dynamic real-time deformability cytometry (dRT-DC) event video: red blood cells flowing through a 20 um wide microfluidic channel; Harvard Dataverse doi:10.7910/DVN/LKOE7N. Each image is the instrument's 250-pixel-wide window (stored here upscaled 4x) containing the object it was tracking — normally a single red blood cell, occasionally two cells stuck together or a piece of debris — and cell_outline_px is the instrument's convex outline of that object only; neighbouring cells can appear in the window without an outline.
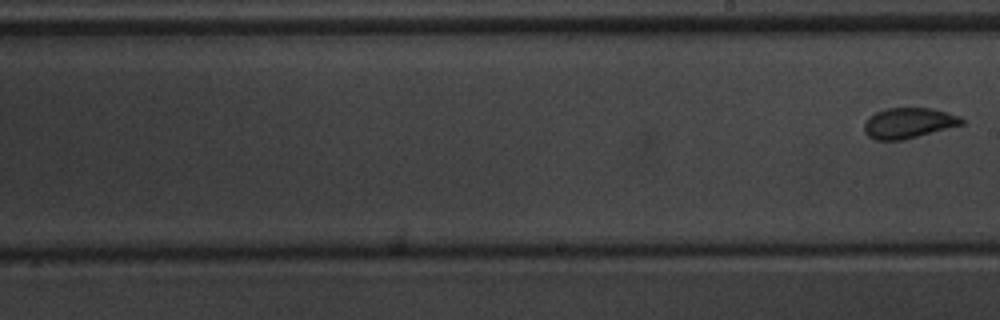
{"species": "common noctule bat (a hibernating species)", "species_latin": "Nyctalus noctula", "temperature_condition": "warm", "stored_images_in_passage": 11, "segment_of_instrument_passage": [2, 2], "camera_frame_rate_fps": 3000, "um_per_image_px": 0.085, "animal": {"sex": "male", "body_mass_g": 20.1, "forearm_length_mm": 53.5}, "frame": {"image": 1, "passage_image": 11, "time_ms": 3.333, "image_size_px": [1000, 320], "cell_outline_px": [[964, 124], [904, 140], [876, 140], [868, 136], [864, 132], [864, 124], [868, 116], [876, 112], [888, 108], [932, 108], [960, 116], [964, 120]], "centroid_in_image_um": [77.22, 10.46], "position_along_channel_um": 211.8, "area_um2": 17.4}}